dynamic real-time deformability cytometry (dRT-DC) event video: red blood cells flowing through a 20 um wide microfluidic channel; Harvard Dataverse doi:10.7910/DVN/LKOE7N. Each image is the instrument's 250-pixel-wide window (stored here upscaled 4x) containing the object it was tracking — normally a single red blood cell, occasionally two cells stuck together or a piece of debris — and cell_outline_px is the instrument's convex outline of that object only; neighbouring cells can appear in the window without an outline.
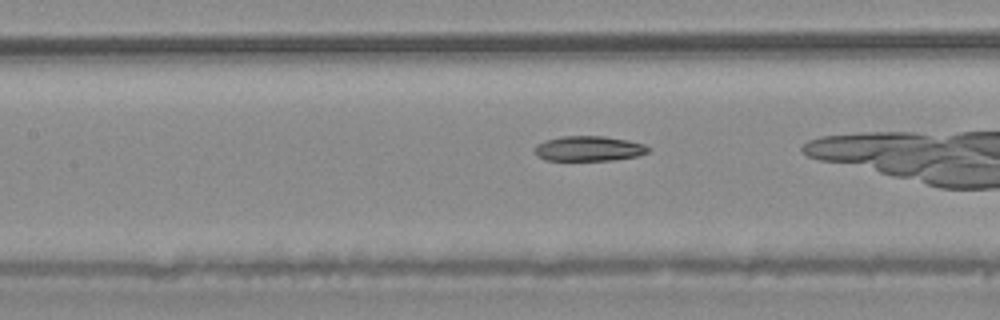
{"species": "common noctule bat (a hibernating species)", "species_latin": "Nyctalus noctula", "temperature_condition": "warm", "stored_images_in_passage": 32, "camera_frame_rate_fps": 3000, "um_per_image_px": 0.085, "animal": {"sex": "male", "body_mass_g": 20.4}, "frame": {"image": 1, "passage_image": 19, "time_ms": 6.0, "image_size_px": [1000, 320], "cell_outline_px": [[652, 148], [648, 152], [640, 156], [612, 160], [544, 160], [536, 156], [532, 148], [536, 144], [560, 136], [604, 136], [628, 140], [644, 144]], "centroid_in_image_um": [50.05, 12.63], "position_along_channel_um": 157.4, "area_um2": 16.82}}